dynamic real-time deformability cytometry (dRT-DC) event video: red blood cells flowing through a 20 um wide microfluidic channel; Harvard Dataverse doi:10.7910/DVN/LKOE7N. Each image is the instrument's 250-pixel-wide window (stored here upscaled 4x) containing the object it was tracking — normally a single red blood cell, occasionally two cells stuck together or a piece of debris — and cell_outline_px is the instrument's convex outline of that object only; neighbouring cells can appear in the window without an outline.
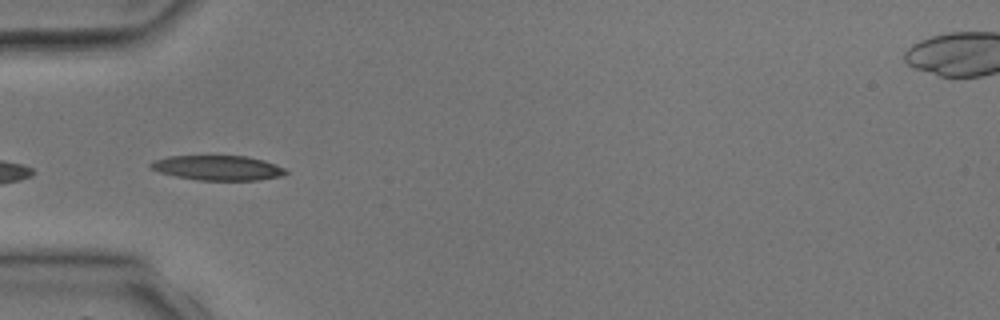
{"species": "common noctule bat (a hibernating species)", "species_latin": "Nyctalus noctula", "temperature_condition": "room temperature", "stored_images_in_passage": 3, "camera_frame_rate_fps": 3000, "um_per_image_px": 0.085, "animal": {"sex": "male", "body_mass_g": 17.9, "forearm_length_mm": 54.2}, "frame": {"image": 1, "passage_image": 3, "time_ms": 2.667, "image_size_px": [1000, 320], "cell_outline_px": [[288, 172], [280, 176], [260, 180], [196, 180], [176, 176], [160, 172], [152, 168], [148, 164], [156, 160], [168, 156], [248, 156], [264, 160], [276, 164], [284, 168]], "centroid_in_image_um": [18.54, 14.27], "position_along_channel_um": 66.5, "area_um2": 19.42}}